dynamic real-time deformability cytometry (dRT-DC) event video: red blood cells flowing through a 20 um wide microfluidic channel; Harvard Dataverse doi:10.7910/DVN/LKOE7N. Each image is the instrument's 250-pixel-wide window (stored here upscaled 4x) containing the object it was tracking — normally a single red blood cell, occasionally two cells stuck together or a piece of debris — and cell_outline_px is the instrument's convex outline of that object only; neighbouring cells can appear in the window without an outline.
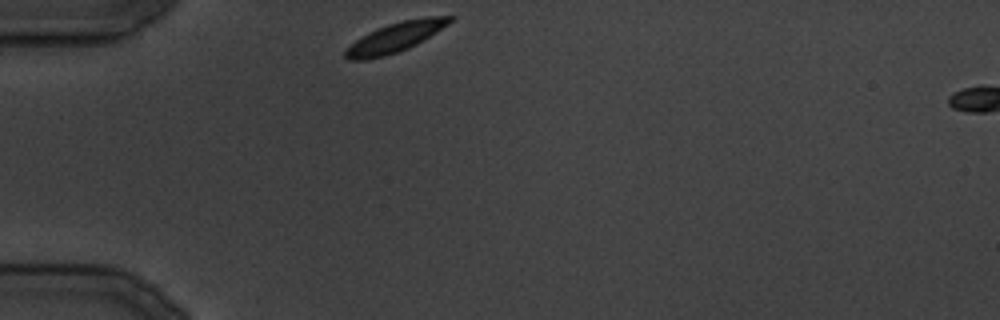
{"species": "common noctule bat (a hibernating species)", "species_latin": "Nyctalus noctula", "temperature_condition": "cold", "stored_images_in_passage": 11, "camera_frame_rate_fps": 3000, "um_per_image_px": 0.085, "animal": {"sex": "male", "body_mass_g": 19.5, "forearm_length_mm": 54.6}, "frame": {"image": 1, "passage_image": 1, "time_ms": 0.0, "image_size_px": [1000, 320], "cell_outline_px": [[456, 16], [448, 24], [436, 32], [416, 44], [408, 48], [384, 56], [364, 60], [348, 60], [344, 56], [344, 48], [356, 40], [388, 24], [404, 20], [428, 16]], "centroid_in_image_um": [33.59, 3.18], "position_along_channel_um": 51.4, "area_um2": 17.63}}
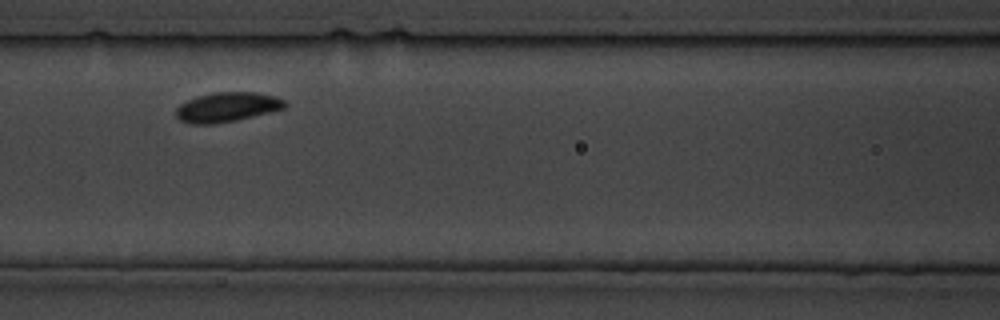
{"frame": {"image": 2, "passage_image": 7, "time_ms": 7.667, "image_size_px": [1000, 320], "cell_outline_px": [[288, 104], [284, 108], [236, 120], [212, 124], [188, 124], [180, 120], [176, 116], [176, 108], [180, 104], [188, 100], [200, 96], [216, 92], [256, 92], [272, 96], [284, 100]], "centroid_in_image_um": [19.27, 9.11], "position_along_channel_um": 147.3, "area_um2": 18.5}}
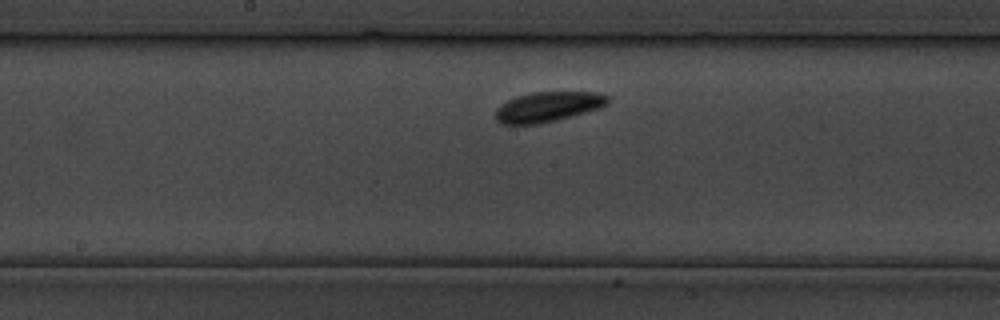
{"frame": {"image": 3, "passage_image": 10, "time_ms": 11.333, "image_size_px": [1000, 320], "cell_outline_px": [[608, 104], [600, 108], [556, 120], [536, 124], [500, 124], [496, 120], [496, 112], [500, 104], [516, 96], [532, 92], [596, 92], [608, 96]], "centroid_in_image_um": [46.56, 9.07], "position_along_channel_um": 201.6, "area_um2": 19.54}}